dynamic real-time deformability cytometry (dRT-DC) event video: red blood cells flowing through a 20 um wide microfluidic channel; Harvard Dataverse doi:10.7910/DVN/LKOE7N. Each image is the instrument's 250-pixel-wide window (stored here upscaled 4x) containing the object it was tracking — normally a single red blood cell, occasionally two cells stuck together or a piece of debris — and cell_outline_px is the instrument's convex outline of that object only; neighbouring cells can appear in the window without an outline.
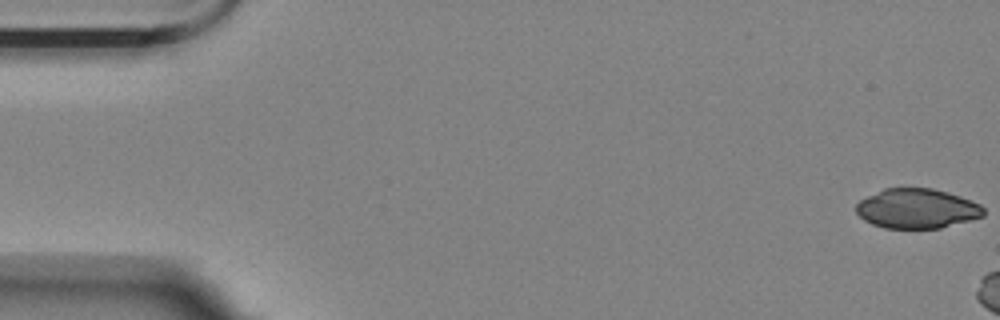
{"species": "Egyptian fruit bat (a non-hibernating species)", "species_latin": "Rousettus aegyptiacus", "temperature_condition": "room temperature", "stored_images_in_passage": 7, "camera_frame_rate_fps": 3000, "um_per_image_px": 0.085, "animal": {"sex": "female"}, "frame": {"image": 1, "passage_image": 1, "time_ms": 0.0, "image_size_px": [1000, 320], "cell_outline_px": [[984, 216], [940, 228], [884, 228], [872, 224], [864, 220], [856, 212], [856, 204], [860, 200], [884, 188], [932, 188], [948, 192], [960, 196], [980, 204], [984, 208]], "centroid_in_image_um": [77.94, 17.72], "position_along_channel_um": 7.1, "area_um2": 29.42}}